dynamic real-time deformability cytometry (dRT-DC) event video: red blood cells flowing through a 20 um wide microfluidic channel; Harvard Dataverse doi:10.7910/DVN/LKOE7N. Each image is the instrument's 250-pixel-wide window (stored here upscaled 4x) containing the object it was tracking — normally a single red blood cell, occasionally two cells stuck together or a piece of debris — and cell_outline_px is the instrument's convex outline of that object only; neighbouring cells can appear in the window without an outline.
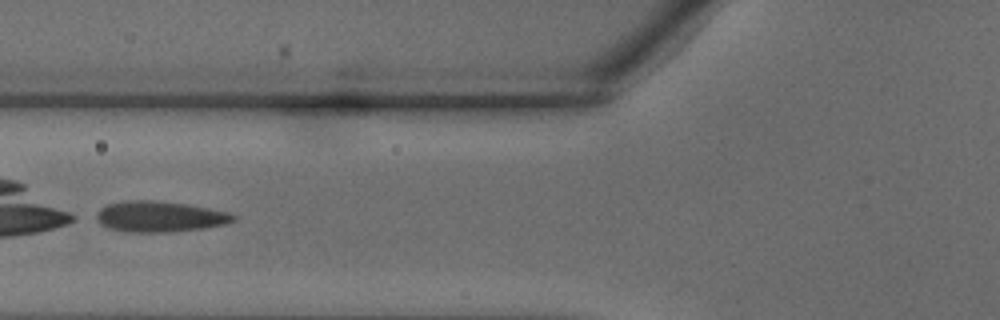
{"species": "common noctule bat (a hibernating species)", "species_latin": "Nyctalus noctula", "temperature_condition": "warm", "stored_images_in_passage": 31, "camera_frame_rate_fps": 3000, "um_per_image_px": 0.085, "animal": {"sex": "male", "body_mass_g": 18.8}, "frame": {"image": 1, "passage_image": 10, "time_ms": 3.0, "image_size_px": [1000, 320], "cell_outline_px": [[236, 220], [228, 224], [204, 228], [172, 232], [128, 232], [108, 228], [100, 224], [92, 216], [100, 208], [108, 204], [128, 200], [152, 200], [188, 204], [228, 212], [236, 216]], "centroid_in_image_um": [13.55, 18.41], "position_along_channel_um": 112.2, "area_um2": 24.91}}